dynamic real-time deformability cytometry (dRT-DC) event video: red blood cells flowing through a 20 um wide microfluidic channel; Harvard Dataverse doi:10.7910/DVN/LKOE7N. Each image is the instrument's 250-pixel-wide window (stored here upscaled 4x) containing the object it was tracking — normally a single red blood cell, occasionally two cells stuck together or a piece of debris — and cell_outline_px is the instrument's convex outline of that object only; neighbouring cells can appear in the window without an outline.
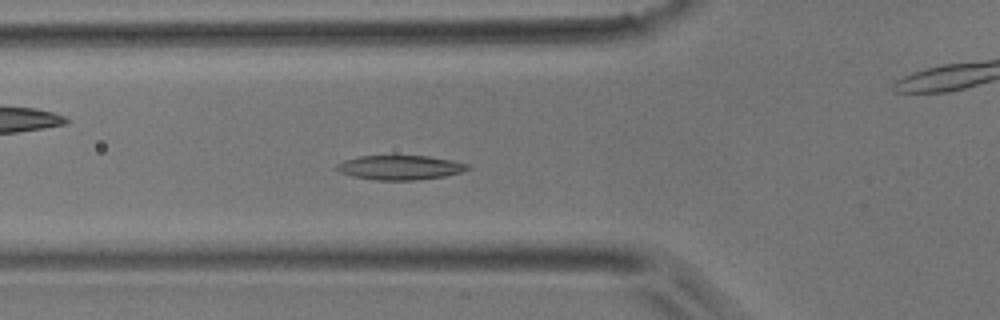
{"species": "common noctule bat (a hibernating species)", "species_latin": "Nyctalus noctula", "temperature_condition": "room temperature", "stored_images_in_passage": 51, "camera_frame_rate_fps": 3000, "um_per_image_px": 0.085, "animal": {"sex": "male", "body_mass_g": 17.9}, "frame": {"image": 1, "passage_image": 18, "time_ms": 5.667, "image_size_px": [1000, 320], "cell_outline_px": [[472, 168], [464, 172], [444, 176], [416, 180], [376, 180], [352, 176], [340, 172], [336, 168], [336, 164], [344, 160], [360, 156], [428, 156], [452, 160], [472, 164]], "centroid_in_image_um": [34.07, 14.24], "position_along_channel_um": 91.7, "area_um2": 18.79}}
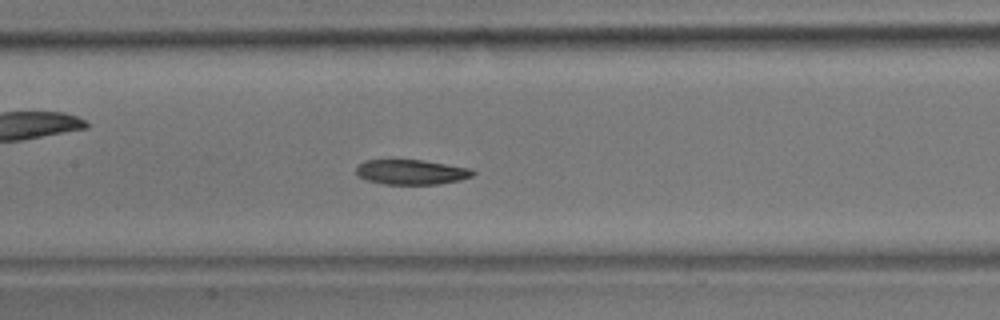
{"frame": {"image": 2, "passage_image": 24, "time_ms": 7.667, "image_size_px": [1000, 320], "cell_outline_px": [[476, 172], [472, 176], [460, 180], [436, 184], [384, 184], [368, 180], [360, 176], [356, 172], [356, 168], [364, 160], [388, 156], [424, 160], [472, 168]], "centroid_in_image_um": [34.93, 14.56], "position_along_channel_um": 172.5, "area_um2": 17.74}}
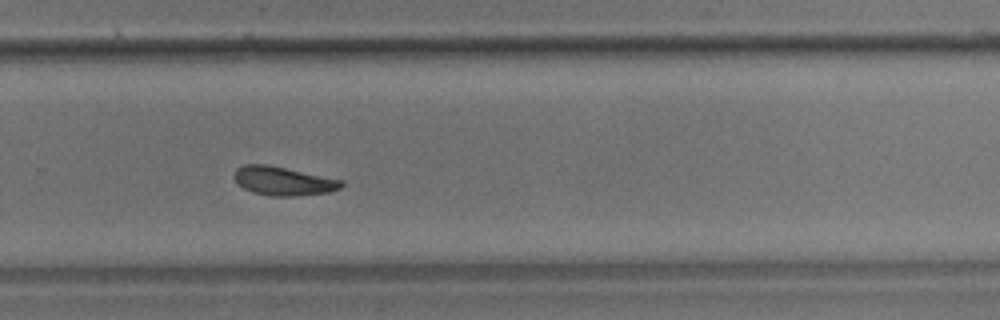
{"frame": {"image": 3, "passage_image": 34, "time_ms": 11.0, "image_size_px": [1000, 320], "cell_outline_px": [[344, 184], [340, 188], [328, 192], [296, 196], [272, 196], [252, 192], [244, 188], [236, 180], [236, 168], [244, 164], [268, 164], [344, 180]], "centroid_in_image_um": [24.12, 15.38], "position_along_channel_um": 305.7, "area_um2": 17.86}}